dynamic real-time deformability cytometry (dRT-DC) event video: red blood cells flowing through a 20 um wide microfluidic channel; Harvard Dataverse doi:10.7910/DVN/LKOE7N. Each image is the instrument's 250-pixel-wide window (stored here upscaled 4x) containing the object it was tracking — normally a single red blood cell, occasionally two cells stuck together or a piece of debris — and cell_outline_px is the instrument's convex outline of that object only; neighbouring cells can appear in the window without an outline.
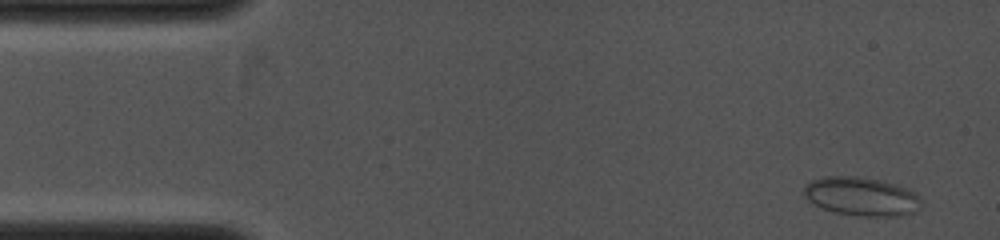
{"species": "common noctule bat (a hibernating species)", "species_latin": "Nyctalus noctula", "temperature_condition": "cold", "stored_images_in_passage": 10, "camera_frame_rate_fps": 4000, "um_per_image_px": 0.085, "animal": {"sex": "female", "body_mass_g": 19.0, "forearm_length_mm": 53.3}, "frame": {"image": 1, "passage_image": 2, "time_ms": 0.5, "image_size_px": [1000, 240], "cell_outline_px": [[920, 208], [916, 212], [904, 216], [860, 216], [836, 212], [820, 208], [812, 204], [804, 196], [804, 184], [812, 180], [824, 176], [856, 176], [880, 180], [896, 184], [916, 192], [920, 196]], "centroid_in_image_um": [73.23, 16.7], "position_along_channel_um": 11.8, "area_um2": 26.82}}
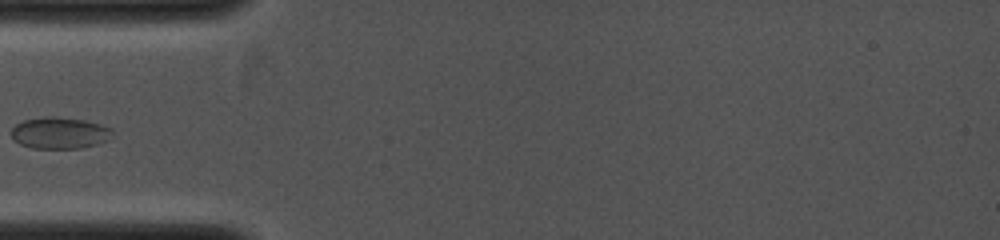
{"frame": {"image": 2, "passage_image": 8, "time_ms": 3.75, "image_size_px": [1000, 240], "cell_outline_px": [[112, 132], [108, 140], [96, 144], [80, 148], [32, 148], [20, 144], [12, 136], [12, 128], [16, 124], [24, 120], [44, 116], [56, 116], [84, 120], [100, 124], [112, 128]], "centroid_in_image_um": [5.07, 11.29], "position_along_channel_um": 79.9, "area_um2": 18.5}}
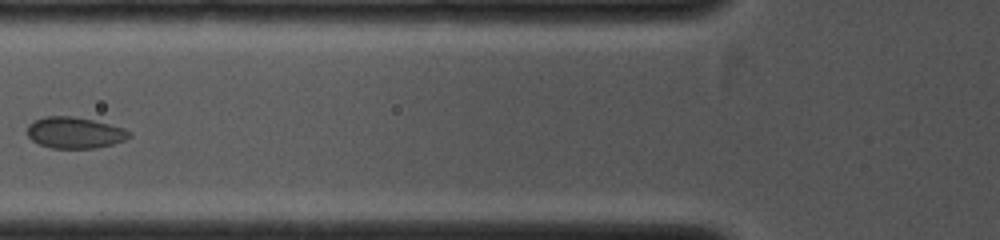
{"frame": {"image": 3, "passage_image": 10, "time_ms": 4.5, "image_size_px": [1000, 240], "cell_outline_px": [[132, 136], [124, 140], [112, 144], [92, 148], [52, 148], [40, 144], [32, 140], [28, 136], [28, 124], [32, 120], [44, 116], [76, 116], [124, 128], [132, 132]], "centroid_in_image_um": [6.34, 11.26], "position_along_channel_um": 119.5, "area_um2": 18.61}}